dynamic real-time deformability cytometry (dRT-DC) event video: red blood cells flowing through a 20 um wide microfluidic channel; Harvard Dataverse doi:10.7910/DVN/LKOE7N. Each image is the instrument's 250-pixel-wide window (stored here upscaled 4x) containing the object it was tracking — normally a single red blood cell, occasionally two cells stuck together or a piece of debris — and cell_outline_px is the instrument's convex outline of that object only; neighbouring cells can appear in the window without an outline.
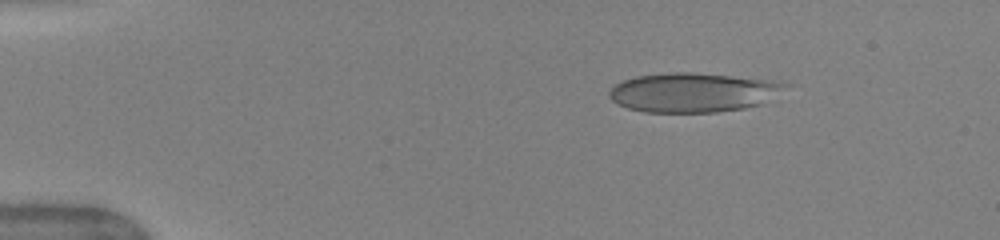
{"species": "human", "species_latin": "Homo sapiens", "temperature_condition": "warm", "stored_images_in_passage": 47, "camera_frame_rate_fps": 3000, "um_per_image_px": 0.085, "donor": {"sex": "female"}, "frame": {"image": 1, "passage_image": 5, "time_ms": 1.333, "image_size_px": [1000, 240], "cell_outline_px": [[792, 84], [760, 104], [744, 108], [716, 112], [644, 112], [628, 108], [616, 104], [608, 96], [608, 92], [616, 84], [624, 80], [636, 76], [672, 72], [692, 72], [780, 80]], "centroid_in_image_um": [58.93, 7.84], "position_along_channel_um": 26.1, "area_um2": 40.52}}
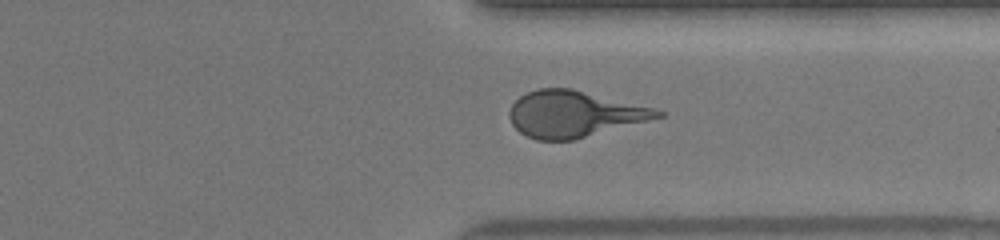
{"frame": {"image": 2, "passage_image": 36, "time_ms": 11.667, "image_size_px": [1000, 240], "cell_outline_px": [[664, 116], [572, 140], [536, 140], [520, 132], [512, 124], [508, 116], [508, 112], [512, 104], [520, 96], [528, 92], [540, 88], [572, 88], [656, 108], [664, 112]], "centroid_in_image_um": [48.78, 9.68], "position_along_channel_um": 362.6, "area_um2": 39.77}}
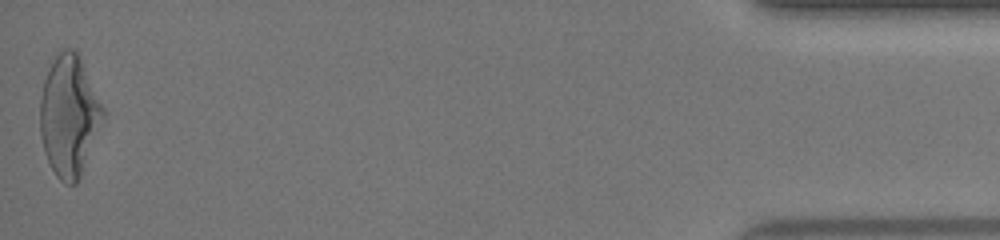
{"frame": {"image": 3, "passage_image": 47, "time_ms": 15.333, "image_size_px": [1000, 240], "cell_outline_px": [[104, 120], [80, 176], [76, 184], [64, 184], [56, 176], [44, 152], [40, 136], [40, 100], [44, 80], [52, 60], [64, 48], [76, 48], [80, 56], [104, 108]], "centroid_in_image_um": [5.88, 9.83], "position_along_channel_um": 429.3, "area_um2": 44.39}, "authors_computed_cell_mechanics": {"area_um2": 40.2288, "velocity_mm_per_s": 4.0494, "shape_relaxation_time_tau1_ms": 6.3097, "shape_relaxation_time_tau2_ms": 0.7754, "deformation_change_tau1": 0.2348, "deformation_change_tau2": 0.1008}}